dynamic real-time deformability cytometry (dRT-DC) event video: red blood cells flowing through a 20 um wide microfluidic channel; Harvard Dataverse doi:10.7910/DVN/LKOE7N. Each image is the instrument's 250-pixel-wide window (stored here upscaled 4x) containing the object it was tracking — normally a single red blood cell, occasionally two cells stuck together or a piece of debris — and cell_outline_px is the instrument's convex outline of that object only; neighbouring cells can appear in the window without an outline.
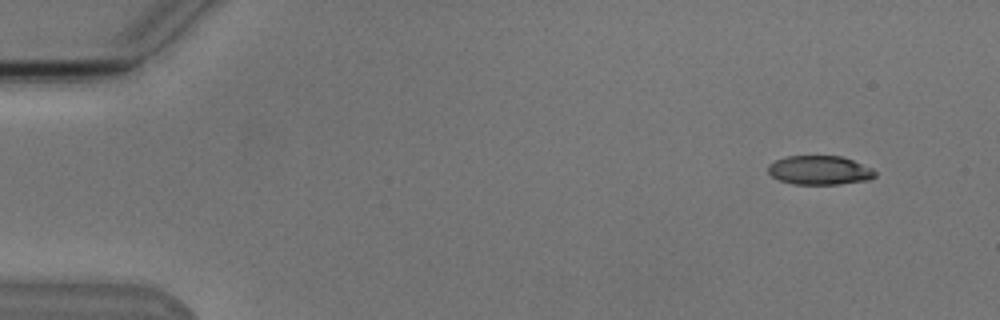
{"species": "Egyptian fruit bat (a non-hibernating species)", "species_latin": "Rousettus aegyptiacus", "temperature_condition": "cold", "stored_images_in_passage": 4, "camera_frame_rate_fps": 3000, "um_per_image_px": 0.085, "animal": {"sex": "male"}, "frame": {"image": 1, "passage_image": 1, "time_ms": 0.0, "image_size_px": [1000, 320], "cell_outline_px": [[876, 176], [868, 180], [840, 184], [792, 184], [780, 180], [772, 176], [768, 172], [768, 164], [776, 160], [788, 156], [840, 156], [852, 160], [872, 168], [876, 172]], "centroid_in_image_um": [69.66, 14.47], "position_along_channel_um": 15.3, "area_um2": 18.03}}